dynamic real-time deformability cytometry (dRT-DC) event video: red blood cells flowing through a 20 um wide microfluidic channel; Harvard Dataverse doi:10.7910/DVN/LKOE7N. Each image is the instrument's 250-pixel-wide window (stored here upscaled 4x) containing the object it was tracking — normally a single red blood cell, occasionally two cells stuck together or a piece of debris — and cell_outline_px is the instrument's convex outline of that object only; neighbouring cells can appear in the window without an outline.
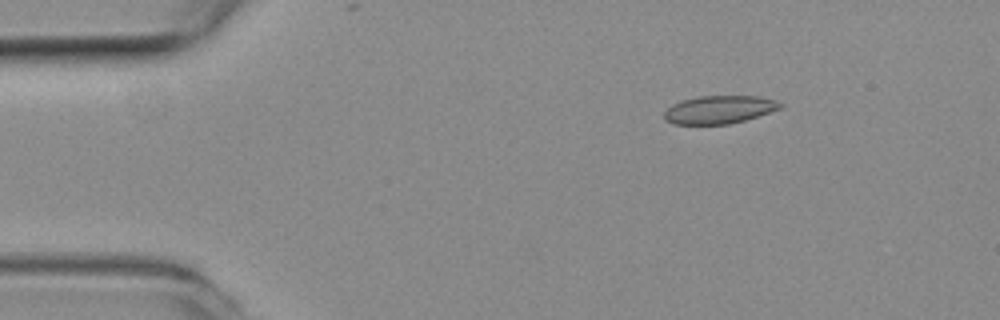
{"species": "common noctule bat (a hibernating species)", "species_latin": "Nyctalus noctula", "temperature_condition": "room temperature", "stored_images_in_passage": 24, "camera_frame_rate_fps": 3000, "um_per_image_px": 0.085, "animal": {"sex": "female", "body_mass_g": 19.3, "forearm_length_mm": 54.1}, "frame": {"image": 1, "passage_image": 1, "time_ms": 0.0, "image_size_px": [1000, 320], "cell_outline_px": [[784, 104], [780, 108], [744, 120], [728, 124], [672, 124], [664, 120], [664, 112], [672, 104], [680, 100], [696, 96], [760, 96], [776, 100]], "centroid_in_image_um": [61.09, 9.31], "position_along_channel_um": 23.9, "area_um2": 18.96}}
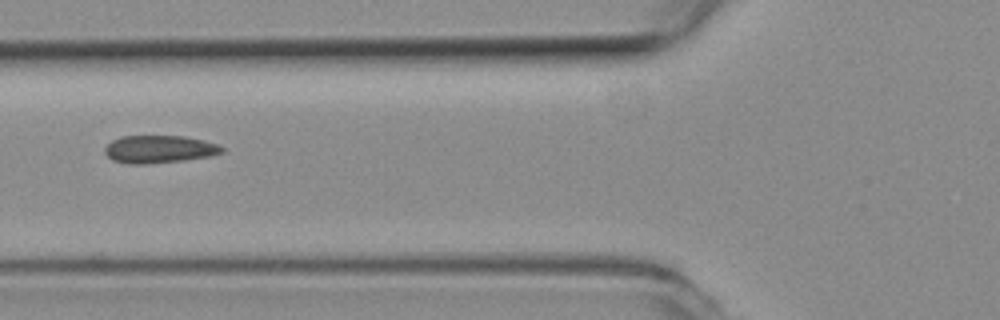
{"frame": {"image": 2, "passage_image": 14, "time_ms": 4.333, "image_size_px": [1000, 320], "cell_outline_px": [[224, 152], [212, 156], [184, 160], [144, 164], [128, 164], [112, 160], [104, 152], [104, 148], [112, 140], [120, 136], [184, 136], [204, 140], [216, 144], [224, 148]], "centroid_in_image_um": [13.53, 12.68], "position_along_channel_um": 112.3, "area_um2": 18.96}}
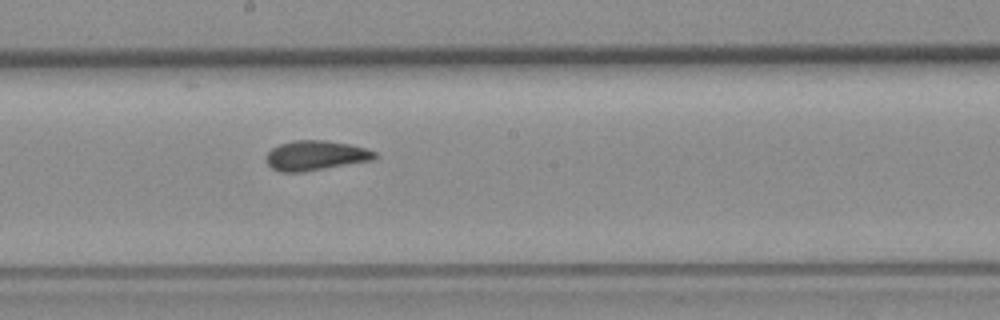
{"frame": {"image": 3, "passage_image": 23, "time_ms": 7.333, "image_size_px": [1000, 320], "cell_outline_px": [[376, 156], [372, 160], [300, 172], [280, 172], [272, 168], [264, 160], [264, 156], [272, 148], [280, 144], [292, 140], [324, 140], [348, 144], [364, 148], [376, 152]], "centroid_in_image_um": [26.75, 13.21], "position_along_channel_um": 221.4, "area_um2": 18.67}}